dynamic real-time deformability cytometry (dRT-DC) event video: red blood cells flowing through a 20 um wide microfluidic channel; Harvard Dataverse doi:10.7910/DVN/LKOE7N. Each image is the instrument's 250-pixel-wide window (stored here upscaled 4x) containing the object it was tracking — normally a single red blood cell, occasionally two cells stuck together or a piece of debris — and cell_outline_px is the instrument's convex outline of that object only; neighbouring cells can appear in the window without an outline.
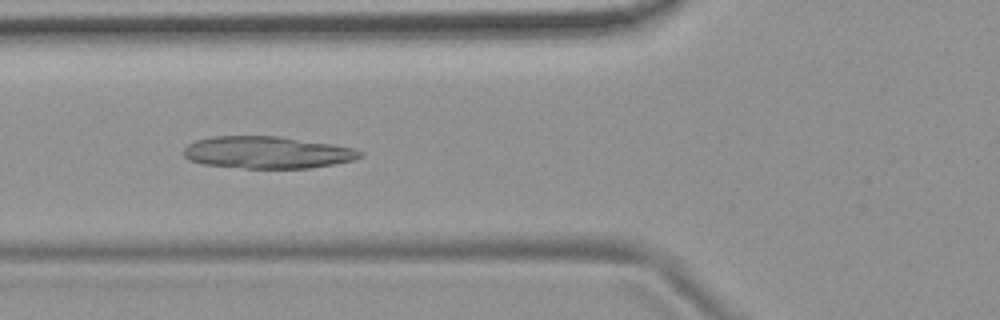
{"species": "common noctule bat (a hibernating species)", "species_latin": "Nyctalus noctula", "temperature_condition": "room temperature", "stored_images_in_passage": 53, "camera_frame_rate_fps": 3000, "um_per_image_px": 0.085, "animal": {"sex": "female", "body_mass_g": 19.9}, "frame": {"image": 1, "passage_image": 19, "time_ms": 6.0, "image_size_px": [1000, 320], "cell_outline_px": [[364, 156], [352, 160], [332, 164], [308, 168], [244, 168], [204, 164], [188, 160], [184, 156], [184, 148], [188, 144], [196, 140], [212, 136], [280, 136], [356, 148], [364, 152]], "centroid_in_image_um": [22.72, 12.95], "position_along_channel_um": 103.1, "area_um2": 33.0}}
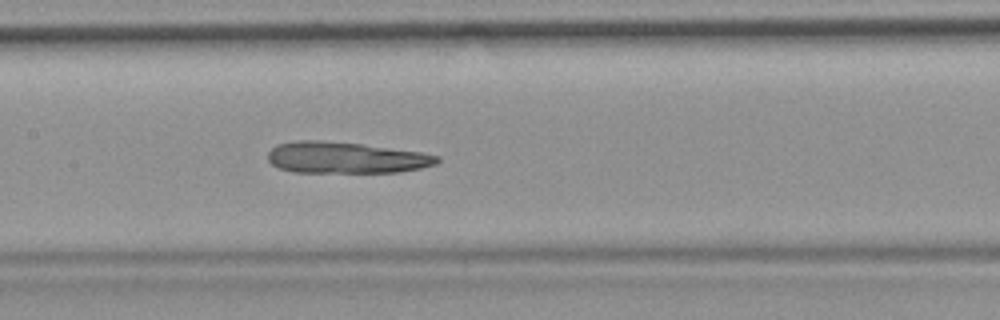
{"frame": {"image": 2, "passage_image": 25, "time_ms": 8.0, "image_size_px": [1000, 320], "cell_outline_px": [[440, 160], [436, 164], [420, 168], [400, 172], [292, 172], [280, 168], [272, 164], [268, 160], [268, 152], [272, 148], [280, 144], [296, 140], [316, 140], [360, 144], [420, 152], [440, 156]], "centroid_in_image_um": [29.39, 13.41], "position_along_channel_um": 178.0, "area_um2": 30.69}}
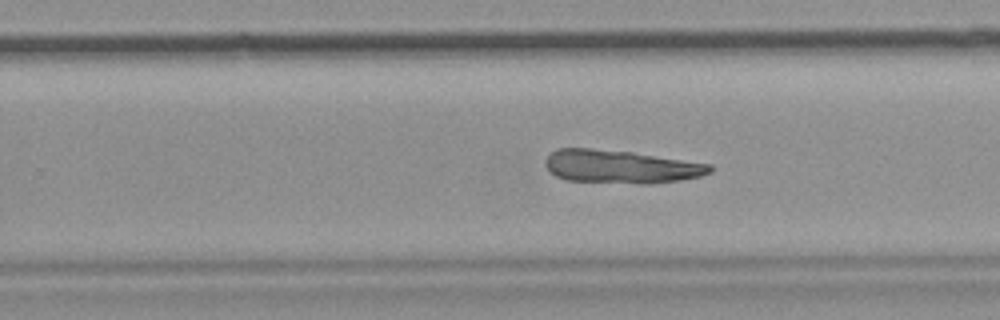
{"frame": {"image": 3, "passage_image": 33, "time_ms": 10.667, "image_size_px": [1000, 320], "cell_outline_px": [[712, 172], [700, 176], [680, 180], [652, 184], [640, 184], [564, 180], [548, 172], [544, 164], [544, 160], [556, 148], [588, 148], [632, 152], [712, 164]], "centroid_in_image_um": [52.74, 14.17], "position_along_channel_um": 277.1, "area_um2": 32.14}}